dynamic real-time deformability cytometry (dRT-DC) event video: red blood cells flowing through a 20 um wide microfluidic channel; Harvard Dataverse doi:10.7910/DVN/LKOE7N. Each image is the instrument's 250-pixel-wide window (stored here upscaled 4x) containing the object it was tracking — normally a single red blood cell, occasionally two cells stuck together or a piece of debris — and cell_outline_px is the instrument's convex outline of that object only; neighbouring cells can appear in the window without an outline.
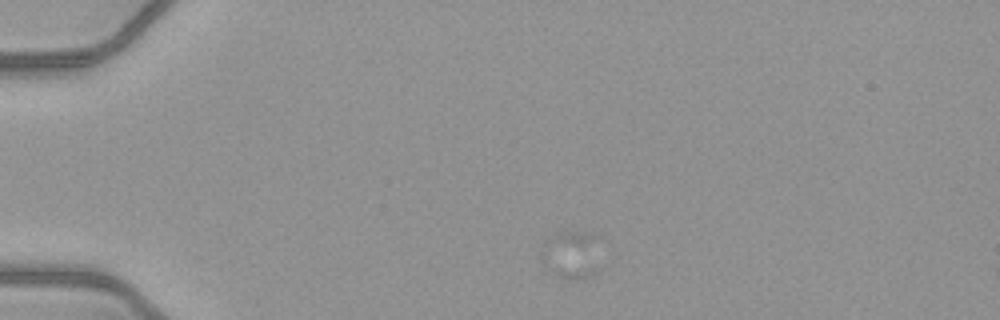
{"species": "common noctule bat (a hibernating species)", "species_latin": "Nyctalus noctula", "temperature_condition": "warm", "stored_images_in_passage": 54, "camera_frame_rate_fps": 3000, "um_per_image_px": 0.085, "animal": {"sex": "female", "body_mass_g": 21.9}, "frame": {"image": 1, "passage_image": 1, "time_ms": 0.0, "image_size_px": [1000, 320], "cell_outline_px": [[596, 272], [584, 276], [564, 276], [544, 268], [540, 252], [544, 240], [564, 232], [580, 232], [592, 236]], "centroid_in_image_um": [48.39, 21.62], "position_along_channel_um": 36.6, "area_um2": 14.8}}
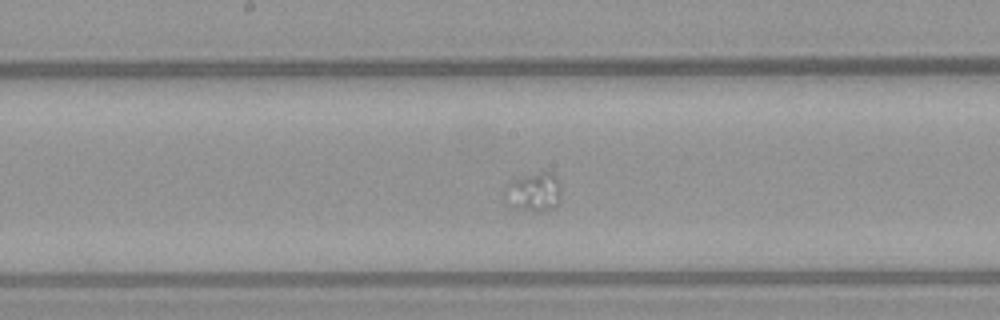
{"frame": {"image": 2, "passage_image": 22, "time_ms": 7.0, "image_size_px": [1000, 320], "cell_outline_px": [[560, 204], [556, 208], [544, 212], [532, 212], [512, 208], [512, 180], [540, 172], [552, 172], [556, 176], [560, 184]], "centroid_in_image_um": [45.59, 16.37], "position_along_channel_um": 202.6, "area_um2": 12.14}}
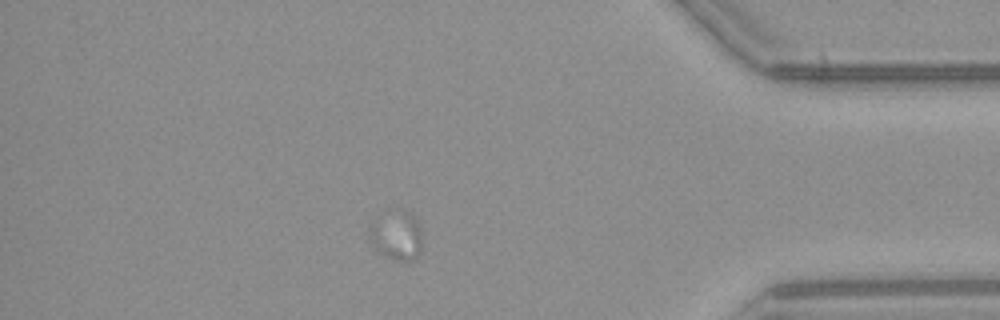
{"frame": {"image": 3, "passage_image": 43, "time_ms": 14.0, "image_size_px": [1000, 320], "cell_outline_px": [[420, 252], [412, 260], [392, 260], [376, 252], [372, 248], [368, 236], [368, 232], [372, 220], [396, 208], [400, 208], [408, 212], [416, 220], [420, 228]], "centroid_in_image_um": [33.63, 20.01], "position_along_channel_um": 401.6, "area_um2": 15.43}}